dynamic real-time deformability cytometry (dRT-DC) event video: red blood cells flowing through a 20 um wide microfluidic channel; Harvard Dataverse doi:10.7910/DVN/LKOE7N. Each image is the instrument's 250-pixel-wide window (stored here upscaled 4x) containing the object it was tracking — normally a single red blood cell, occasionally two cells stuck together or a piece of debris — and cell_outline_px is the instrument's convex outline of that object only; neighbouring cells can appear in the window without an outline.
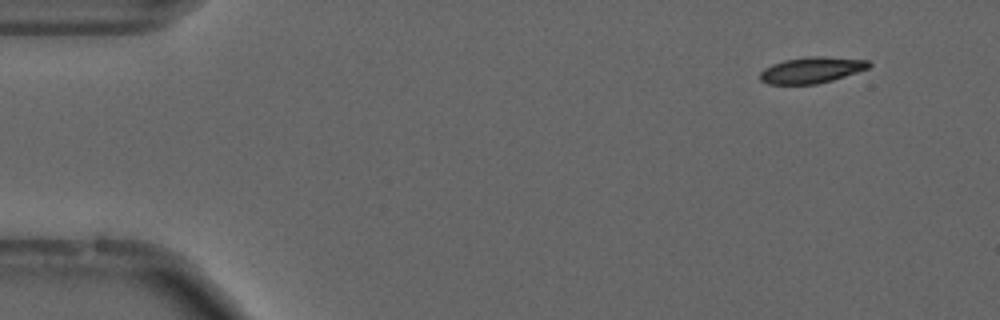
{"species": "common noctule bat (a hibernating species)", "species_latin": "Nyctalus noctula", "temperature_condition": "cold", "stored_images_in_passage": 10, "camera_frame_rate_fps": 3000, "um_per_image_px": 0.085, "animal": {"sex": "male", "forearm_length_mm": 52.5}, "frame": {"image": 1, "passage_image": 5, "time_ms": 1.333, "image_size_px": [1000, 320], "cell_outline_px": [[872, 64], [868, 68], [832, 80], [816, 84], [768, 84], [760, 80], [760, 72], [764, 68], [772, 64], [784, 60], [808, 56], [824, 56], [868, 60]], "centroid_in_image_um": [68.96, 5.95], "position_along_channel_um": 16.0, "area_um2": 16.53}}